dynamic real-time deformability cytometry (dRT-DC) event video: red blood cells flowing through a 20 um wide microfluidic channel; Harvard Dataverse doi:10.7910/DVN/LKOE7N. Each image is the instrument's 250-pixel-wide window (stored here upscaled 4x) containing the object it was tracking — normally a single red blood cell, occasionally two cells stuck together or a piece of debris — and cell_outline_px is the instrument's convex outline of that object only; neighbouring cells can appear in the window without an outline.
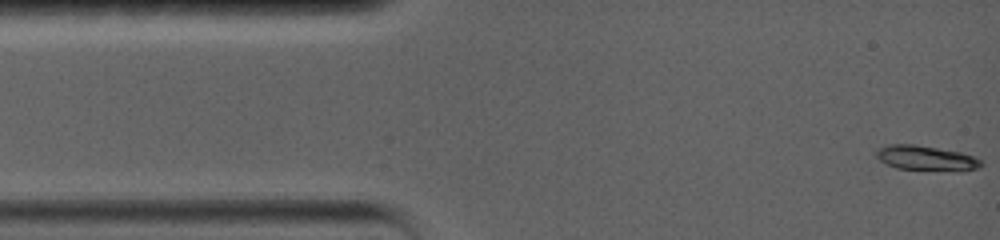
{"species": "common noctule bat (a hibernating species)", "species_latin": "Nyctalus noctula", "temperature_condition": "warm", "stored_images_in_passage": 40, "camera_frame_rate_fps": 5000, "um_per_image_px": 0.085, "animal": {"sex": "female", "body_mass_g": 19.0, "forearm_length_mm": 56.7}, "frame": {"image": 1, "passage_image": 1, "time_ms": 0.0, "image_size_px": [1000, 240], "cell_outline_px": [[984, 164], [980, 168], [960, 172], [896, 168], [880, 160], [876, 156], [876, 148], [888, 144], [916, 144], [960, 152], [972, 156], [980, 160]], "centroid_in_image_um": [78.75, 13.45], "position_along_channel_um": 6.3, "area_um2": 15.49}}
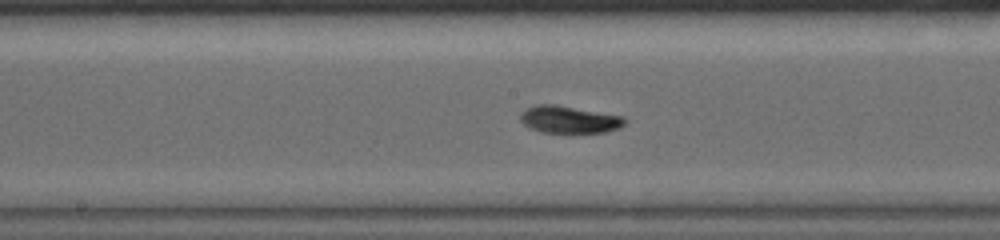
{"frame": {"image": 2, "passage_image": 18, "time_ms": 7.6, "image_size_px": [1000, 240], "cell_outline_px": [[628, 120], [620, 128], [608, 132], [572, 136], [540, 132], [528, 128], [520, 120], [520, 112], [536, 104], [556, 104], [624, 116]], "centroid_in_image_um": [48.41, 10.22], "position_along_channel_um": 199.8, "area_um2": 17.74}}
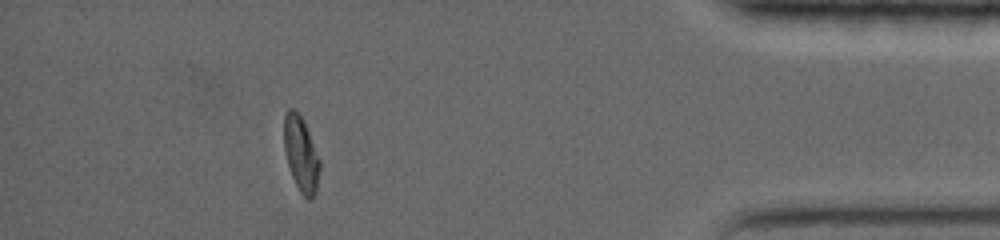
{"frame": {"image": 3, "passage_image": 34, "time_ms": 14.8, "image_size_px": [1000, 240], "cell_outline_px": [[320, 168], [316, 192], [312, 200], [308, 200], [300, 192], [292, 176], [288, 164], [284, 148], [284, 116], [288, 108], [292, 108], [300, 116], [308, 132], [320, 160]], "centroid_in_image_um": [25.59, 13.14], "position_along_channel_um": 409.6, "area_um2": 15.37}, "authors_computed_cell_mechanics": {"area_um2": 16.0395, "velocity_mm_per_s": 3.6181, "shape_relaxation_time_tau1_ms": 3.8603, "shape_relaxation_time_tau2_ms": 8.3608, "deformation_change_tau1": 0.1589, "deformation_change_tau2": 0.0923}}